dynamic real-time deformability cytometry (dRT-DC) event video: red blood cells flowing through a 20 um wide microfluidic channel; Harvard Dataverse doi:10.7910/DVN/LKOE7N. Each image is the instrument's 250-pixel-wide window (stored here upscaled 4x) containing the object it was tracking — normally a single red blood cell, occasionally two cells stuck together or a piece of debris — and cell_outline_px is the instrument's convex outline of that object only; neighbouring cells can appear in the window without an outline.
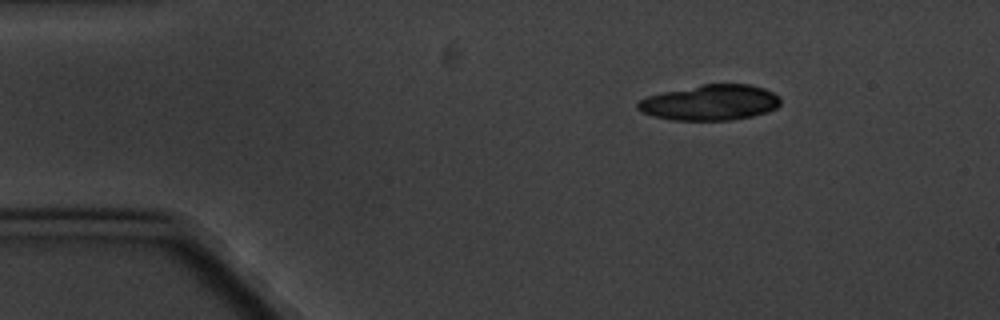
{"species": "common noctule bat (a hibernating species)", "species_latin": "Nyctalus noctula", "temperature_condition": "cold", "stored_images_in_passage": 4, "segment_of_instrument_passage": [2, 2], "camera_frame_rate_fps": 3000, "um_per_image_px": 0.085, "animal": {"sex": "male", "body_mass_g": 20.1, "forearm_length_mm": 53.5}, "frame": {"image": 1, "passage_image": 4, "time_ms": 4.333, "image_size_px": [1000, 320], "cell_outline_px": [[780, 104], [776, 108], [768, 112], [752, 116], [732, 120], [672, 120], [652, 116], [640, 112], [636, 108], [636, 104], [640, 100], [648, 96], [660, 92], [704, 84], [748, 84], [764, 88], [780, 96]], "centroid_in_image_um": [60.35, 8.72], "position_along_channel_um": 24.6, "area_um2": 29.77}}